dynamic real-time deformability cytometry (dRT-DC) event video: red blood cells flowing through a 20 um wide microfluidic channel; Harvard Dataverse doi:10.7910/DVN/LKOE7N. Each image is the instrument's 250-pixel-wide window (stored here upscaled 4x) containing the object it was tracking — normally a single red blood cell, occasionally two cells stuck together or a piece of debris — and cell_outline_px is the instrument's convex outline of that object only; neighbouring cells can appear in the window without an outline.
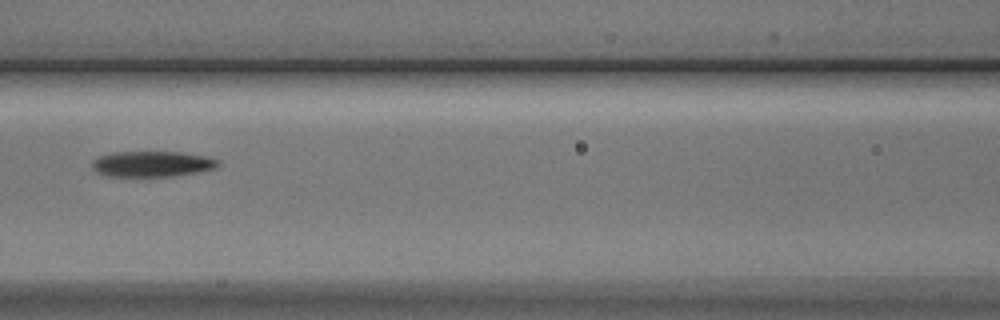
{"species": "Egyptian fruit bat (a non-hibernating species)", "species_latin": "Rousettus aegyptiacus", "temperature_condition": "cold", "stored_images_in_passage": 4, "camera_frame_rate_fps": 3000, "um_per_image_px": 0.085, "animal": {"sex": "male"}, "frame": {"image": 1, "passage_image": 4, "time_ms": 3.333, "image_size_px": [1000, 320], "cell_outline_px": [[220, 164], [216, 168], [176, 176], [108, 176], [96, 172], [92, 168], [92, 160], [100, 156], [112, 152], [180, 152], [204, 156], [220, 160]], "centroid_in_image_um": [12.92, 13.93], "position_along_channel_um": 153.7, "area_um2": 18.84}}